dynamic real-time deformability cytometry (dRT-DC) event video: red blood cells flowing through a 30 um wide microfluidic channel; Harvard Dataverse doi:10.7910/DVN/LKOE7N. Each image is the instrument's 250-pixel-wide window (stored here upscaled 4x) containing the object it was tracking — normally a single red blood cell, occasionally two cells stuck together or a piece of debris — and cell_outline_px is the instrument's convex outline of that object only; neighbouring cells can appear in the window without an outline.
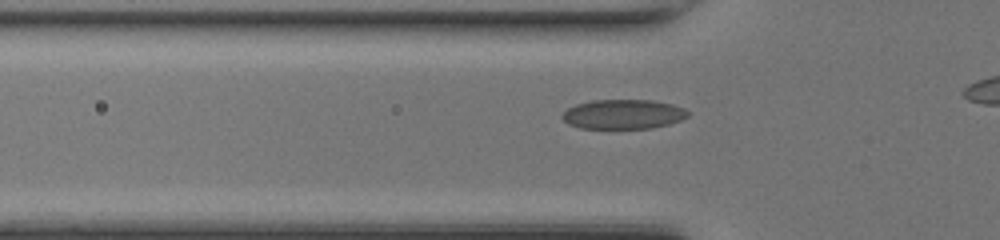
{"species": "common noctule bat (a hibernating species)", "species_latin": "Nyctalus noctula", "temperature_condition": "room temperature", "stored_images_in_passage": 13, "camera_frame_rate_fps": 3000, "um_per_image_px": 0.085, "animal": {"sex": "female", "body_mass_g": 17.0, "forearm_length_mm": 48.0}, "frame": {"image": 1, "passage_image": 2, "time_ms": 0.333, "image_size_px": [1000, 240], "cell_outline_px": [[688, 116], [680, 120], [668, 124], [652, 128], [580, 128], [568, 124], [560, 116], [568, 108], [576, 104], [592, 100], [652, 100], [672, 104], [684, 108], [688, 112]], "centroid_in_image_um": [52.96, 9.7], "position_along_channel_um": 72.8, "area_um2": 21.56}}
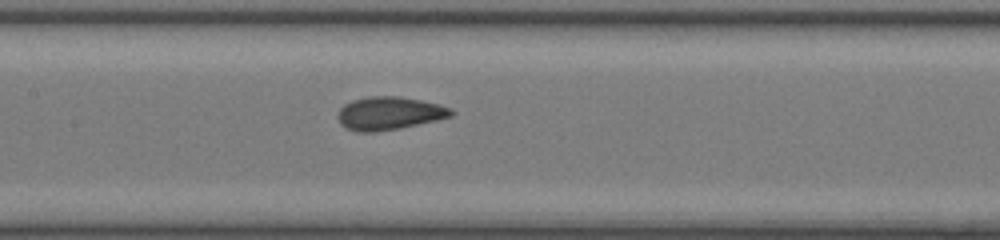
{"frame": {"image": 2, "passage_image": 9, "time_ms": 2.667, "image_size_px": [1000, 240], "cell_outline_px": [[452, 116], [436, 120], [400, 128], [372, 132], [360, 132], [348, 128], [340, 124], [340, 108], [344, 104], [352, 100], [368, 96], [400, 96], [440, 104], [452, 108]], "centroid_in_image_um": [33.11, 9.61], "position_along_channel_um": 174.3, "area_um2": 21.62}}
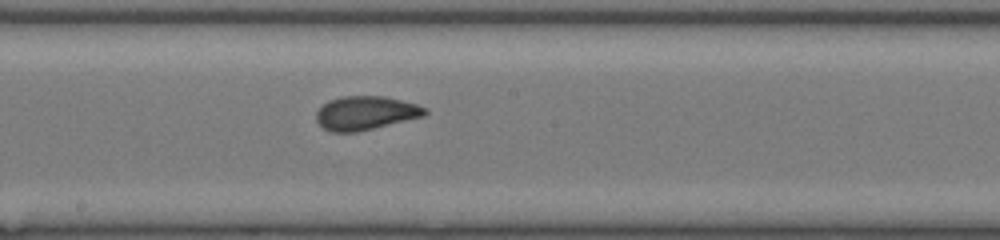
{"frame": {"image": 3, "passage_image": 12, "time_ms": 3.667, "image_size_px": [1000, 240], "cell_outline_px": [[428, 112], [424, 116], [356, 132], [328, 132], [316, 120], [316, 112], [328, 100], [344, 96], [384, 96], [416, 104], [428, 108]], "centroid_in_image_um": [31.07, 9.6], "position_along_channel_um": 217.1, "area_um2": 21.27}}